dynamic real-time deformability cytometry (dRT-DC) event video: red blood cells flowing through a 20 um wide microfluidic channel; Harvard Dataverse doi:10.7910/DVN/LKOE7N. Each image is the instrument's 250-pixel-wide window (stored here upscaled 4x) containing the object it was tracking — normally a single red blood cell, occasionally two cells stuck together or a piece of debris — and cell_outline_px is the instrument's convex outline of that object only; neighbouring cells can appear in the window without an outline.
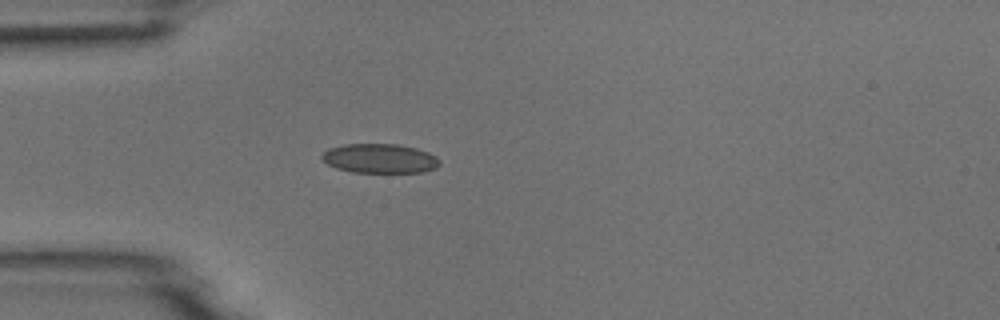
{"species": "common noctule bat (a hibernating species)", "species_latin": "Nyctalus noctula", "temperature_condition": "room temperature", "stored_images_in_passage": 4, "camera_frame_rate_fps": 3000, "um_per_image_px": 0.085, "animal": {"sex": "male", "body_mass_g": 18.8}, "frame": {"image": 1, "passage_image": 4, "time_ms": 4.333, "image_size_px": [1000, 320], "cell_outline_px": [[440, 164], [436, 168], [420, 172], [352, 172], [336, 168], [328, 164], [320, 156], [328, 148], [344, 144], [396, 144], [416, 148], [428, 152], [436, 156], [440, 160]], "centroid_in_image_um": [32.28, 13.46], "position_along_channel_um": 52.7, "area_um2": 20.11}}